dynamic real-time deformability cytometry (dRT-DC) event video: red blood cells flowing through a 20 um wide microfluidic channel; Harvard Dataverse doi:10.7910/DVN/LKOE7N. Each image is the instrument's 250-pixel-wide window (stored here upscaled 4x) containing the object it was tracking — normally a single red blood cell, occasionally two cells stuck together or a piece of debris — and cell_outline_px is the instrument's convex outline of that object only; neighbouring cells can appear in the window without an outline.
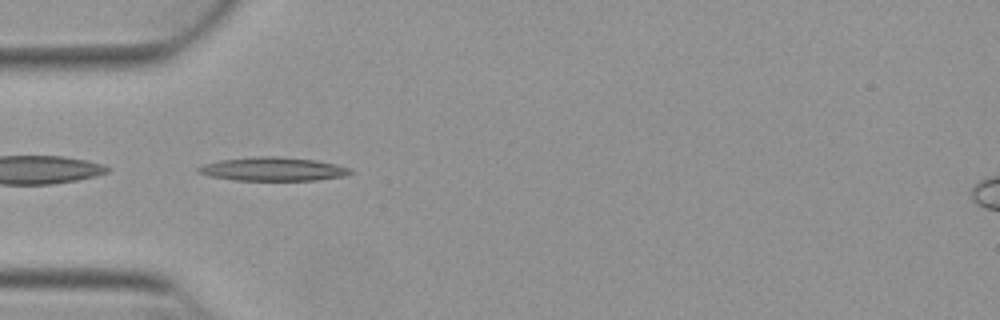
{"species": "Egyptian fruit bat (a non-hibernating species)", "species_latin": "Rousettus aegyptiacus", "temperature_condition": "warm", "stored_images_in_passage": 37, "camera_frame_rate_fps": 3000, "um_per_image_px": 0.085, "animal": {"sex": "female"}, "frame": {"image": 1, "passage_image": 13, "time_ms": 4.0, "image_size_px": [1000, 320], "cell_outline_px": [[352, 172], [344, 176], [316, 180], [236, 180], [208, 176], [196, 172], [196, 168], [204, 164], [220, 160], [252, 156], [276, 156], [316, 160], [336, 164], [352, 168]], "centroid_in_image_um": [23.18, 14.36], "position_along_channel_um": 61.8, "area_um2": 21.04}}
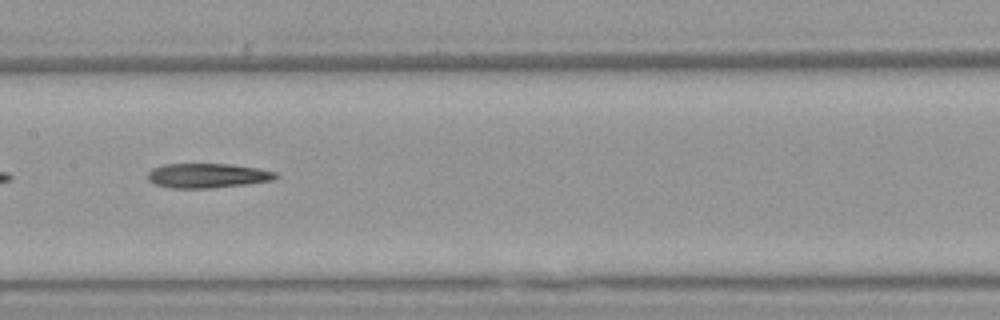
{"frame": {"image": 2, "passage_image": 23, "time_ms": 7.333, "image_size_px": [1000, 320], "cell_outline_px": [[280, 176], [272, 180], [248, 184], [208, 188], [172, 188], [156, 184], [148, 180], [148, 172], [152, 168], [164, 164], [232, 164], [256, 168], [276, 172]], "centroid_in_image_um": [17.64, 14.92], "position_along_channel_um": 189.8, "area_um2": 18.26}}
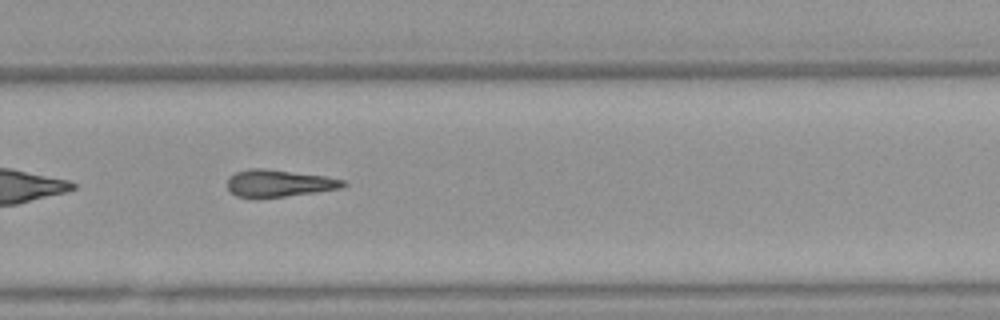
{"frame": {"image": 3, "passage_image": 32, "time_ms": 10.333, "image_size_px": [1000, 320], "cell_outline_px": [[348, 184], [340, 188], [316, 192], [256, 200], [236, 196], [228, 188], [228, 176], [236, 172], [248, 168], [264, 168], [324, 176], [344, 180]], "centroid_in_image_um": [23.65, 15.6], "position_along_channel_um": 306.1, "area_um2": 18.61}}